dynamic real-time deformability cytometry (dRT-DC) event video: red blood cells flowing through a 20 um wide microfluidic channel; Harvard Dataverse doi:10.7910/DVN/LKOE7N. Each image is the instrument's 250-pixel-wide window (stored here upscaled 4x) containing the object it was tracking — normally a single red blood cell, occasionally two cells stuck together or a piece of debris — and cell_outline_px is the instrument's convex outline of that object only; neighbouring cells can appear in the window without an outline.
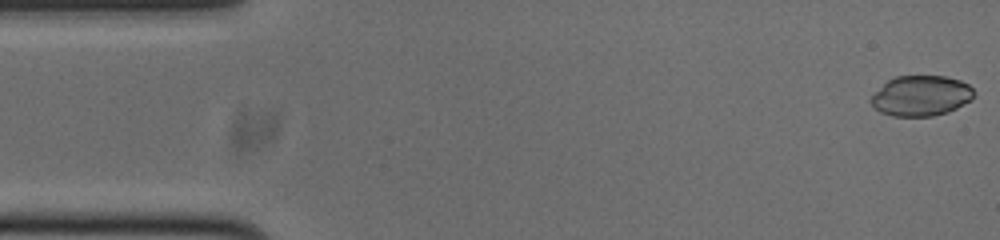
{"species": "common noctule bat (a hibernating species)", "species_latin": "Nyctalus noctula", "temperature_condition": "cold", "stored_images_in_passage": 52, "camera_frame_rate_fps": 3000, "um_per_image_px": 0.085, "animal": {"sex": "male", "body_mass_g": 20.0, "forearm_length_mm": 53.3}, "frame": {"image": 1, "passage_image": 1, "time_ms": 0.0, "image_size_px": [1000, 240], "cell_outline_px": [[972, 100], [948, 112], [932, 116], [892, 116], [880, 112], [868, 100], [888, 80], [896, 76], [944, 76], [960, 80], [968, 84], [972, 88]], "centroid_in_image_um": [78.28, 8.14], "position_along_channel_um": 6.7, "area_um2": 24.04}}
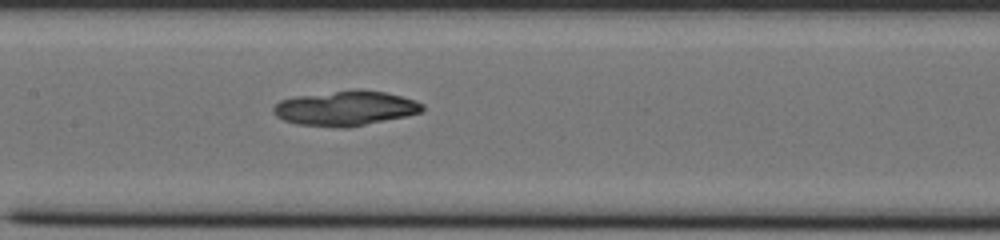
{"frame": {"image": 2, "passage_image": 24, "time_ms": 7.667, "image_size_px": [1000, 240], "cell_outline_px": [[424, 108], [420, 112], [408, 116], [348, 128], [340, 128], [296, 124], [284, 120], [276, 116], [272, 112], [272, 108], [280, 100], [296, 96], [356, 88], [360, 88], [384, 92], [416, 100], [424, 104]], "centroid_in_image_um": [29.37, 9.2], "position_along_channel_um": 178.0, "area_um2": 30.63}}
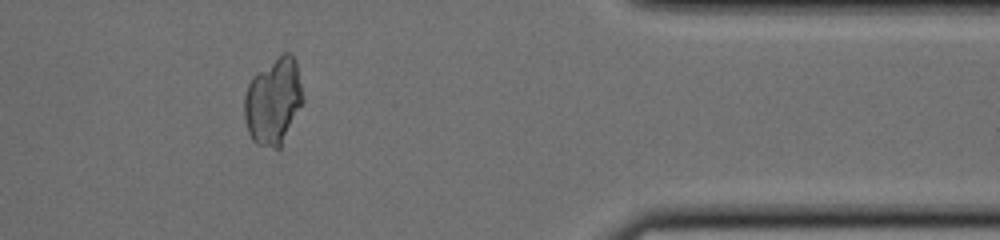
{"frame": {"image": 3, "passage_image": 43, "time_ms": 14.0, "image_size_px": [1000, 240], "cell_outline_px": [[304, 100], [280, 148], [276, 148], [256, 144], [252, 140], [248, 132], [244, 116], [244, 96], [248, 84], [252, 76], [284, 52], [292, 52], [296, 60], [304, 96]], "centroid_in_image_um": [23.24, 8.59], "position_along_channel_um": 388.2, "area_um2": 29.65}, "authors_computed_cell_mechanics": {"area_um2": 29.6514, "velocity_mm_per_s": 3.787, "shape_relaxation_time_tau1_ms": null, "shape_relaxation_time_tau2_ms": 5.1022, "deformation_change_tau1": null, "deformation_change_tau2": 0.0287}}